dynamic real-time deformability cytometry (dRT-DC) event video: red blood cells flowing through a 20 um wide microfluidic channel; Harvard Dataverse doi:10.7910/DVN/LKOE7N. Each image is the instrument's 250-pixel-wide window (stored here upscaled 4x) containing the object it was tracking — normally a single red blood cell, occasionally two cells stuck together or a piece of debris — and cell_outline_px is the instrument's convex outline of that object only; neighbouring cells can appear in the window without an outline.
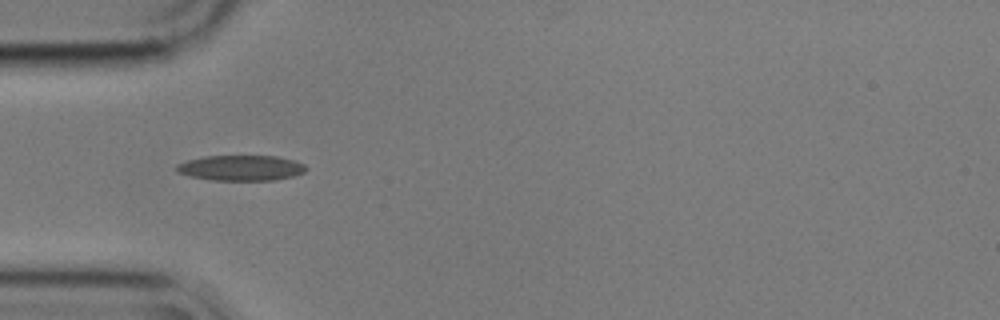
{"species": "common noctule bat (a hibernating species)", "species_latin": "Nyctalus noctula", "temperature_condition": "cold", "stored_images_in_passage": 40, "camera_frame_rate_fps": 3000, "um_per_image_px": 0.085, "animal": {"sex": "male", "body_mass_g": 17.9}, "frame": {"image": 1, "passage_image": 1, "time_ms": 0.0, "image_size_px": [1000, 320], "cell_outline_px": [[308, 168], [304, 172], [292, 176], [276, 180], [212, 180], [192, 176], [176, 172], [176, 164], [188, 160], [204, 156], [276, 156], [292, 160], [304, 164]], "centroid_in_image_um": [20.48, 14.27], "position_along_channel_um": 64.5, "area_um2": 19.07}}
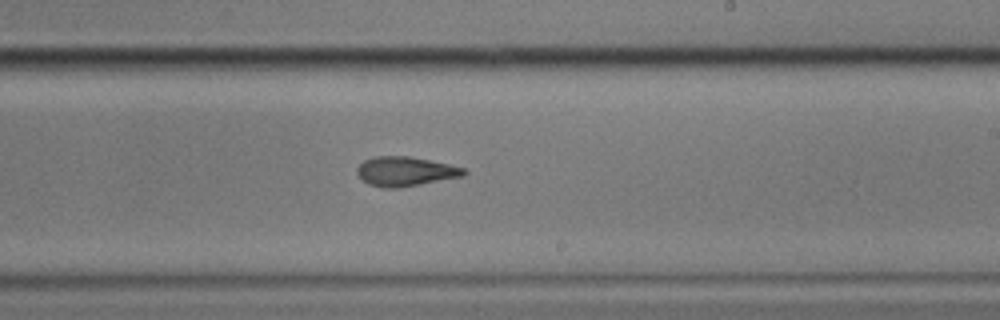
{"frame": {"image": 2, "passage_image": 17, "time_ms": 5.333, "image_size_px": [1000, 320], "cell_outline_px": [[468, 172], [464, 176], [400, 188], [384, 188], [368, 184], [356, 172], [356, 168], [364, 160], [376, 156], [408, 156], [448, 164], [464, 168]], "centroid_in_image_um": [34.46, 14.57], "position_along_channel_um": 254.5, "area_um2": 18.26}}
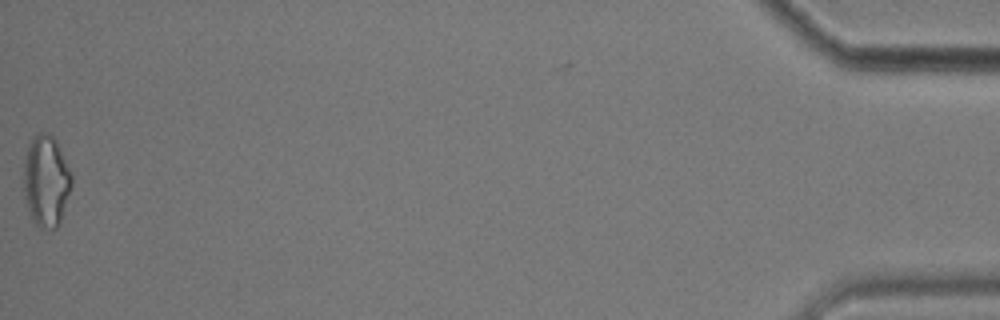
{"frame": {"image": 3, "passage_image": 40, "time_ms": 13.0, "image_size_px": [1000, 320], "cell_outline_px": [[72, 184], [60, 224], [56, 228], [40, 228], [32, 220], [24, 200], [24, 160], [28, 144], [32, 136], [40, 132], [48, 132], [56, 140], [72, 172]], "centroid_in_image_um": [3.92, 15.37], "position_along_channel_um": 431.3, "area_um2": 25.95}, "authors_computed_cell_mechanics": {"area_um2": 18.4093, "velocity_mm_per_s": 3.5782, "shape_relaxation_time_tau1_ms": 8.3302, "shape_relaxation_time_tau2_ms": 3.2056, "deformation_change_tau1": 0.2056, "deformation_change_tau2": 0.1165}}